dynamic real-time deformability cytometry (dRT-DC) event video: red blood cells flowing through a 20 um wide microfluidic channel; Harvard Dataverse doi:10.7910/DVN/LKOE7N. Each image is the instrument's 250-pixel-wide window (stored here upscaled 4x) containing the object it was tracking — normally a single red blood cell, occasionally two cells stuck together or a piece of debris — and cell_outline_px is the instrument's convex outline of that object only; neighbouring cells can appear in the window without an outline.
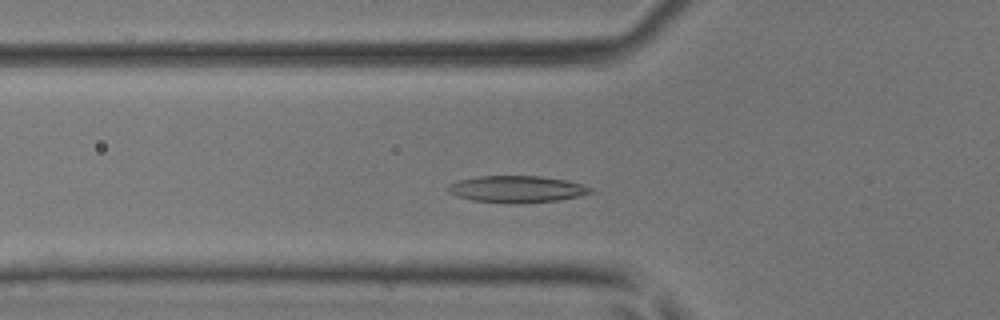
{"species": "common noctule bat (a hibernating species)", "species_latin": "Nyctalus noctula", "temperature_condition": "room temperature", "stored_images_in_passage": 33, "camera_frame_rate_fps": 3000, "um_per_image_px": 0.085, "animal": {"sex": "male", "body_mass_g": 17.9, "forearm_length_mm": 54.2}, "frame": {"image": 1, "passage_image": 2, "time_ms": 0.333, "image_size_px": [1000, 320], "cell_outline_px": [[596, 192], [580, 196], [556, 200], [512, 204], [472, 200], [456, 196], [448, 192], [448, 188], [452, 184], [460, 180], [480, 176], [540, 176], [564, 180], [580, 184], [592, 188]], "centroid_in_image_um": [43.95, 16.08], "position_along_channel_um": 81.8, "area_um2": 22.02}}
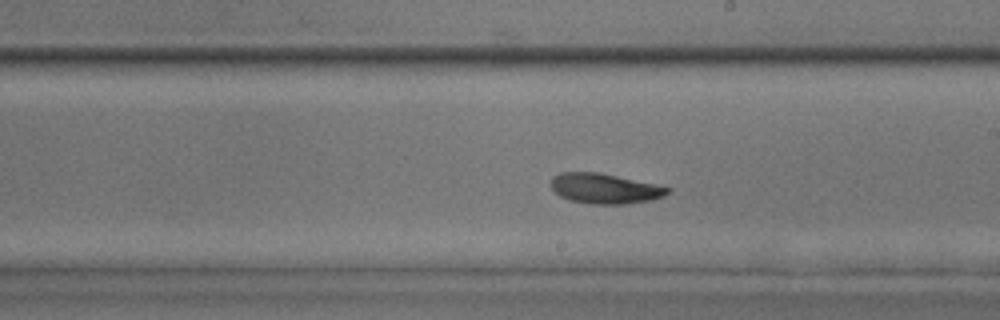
{"frame": {"image": 2, "passage_image": 13, "time_ms": 4.0, "image_size_px": [1000, 320], "cell_outline_px": [[672, 188], [664, 196], [652, 200], [624, 204], [588, 204], [568, 200], [560, 196], [552, 188], [552, 176], [560, 172], [600, 172]], "centroid_in_image_um": [51.39, 16.03], "position_along_channel_um": 237.6, "area_um2": 20.52}}
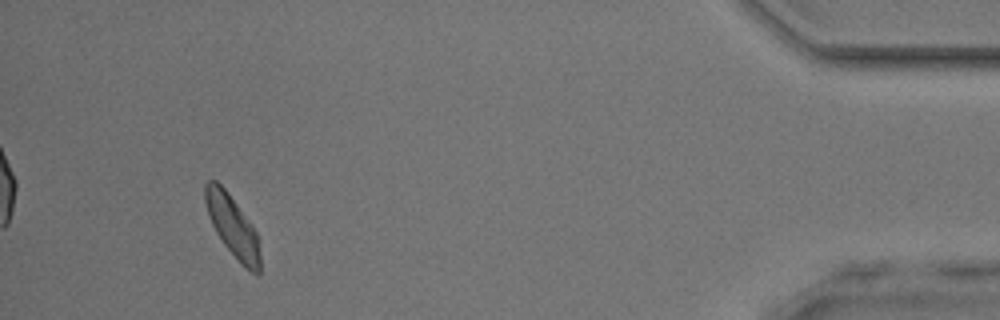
{"frame": {"image": 3, "passage_image": 30, "time_ms": 9.667, "image_size_px": [1000, 320], "cell_outline_px": [[260, 276], [256, 276], [244, 268], [240, 264], [224, 244], [216, 232], [208, 216], [204, 200], [204, 184], [208, 180], [216, 180], [224, 188], [252, 224], [256, 232], [260, 256]], "centroid_in_image_um": [19.76, 19.26], "position_along_channel_um": 415.4, "area_um2": 19.71}}